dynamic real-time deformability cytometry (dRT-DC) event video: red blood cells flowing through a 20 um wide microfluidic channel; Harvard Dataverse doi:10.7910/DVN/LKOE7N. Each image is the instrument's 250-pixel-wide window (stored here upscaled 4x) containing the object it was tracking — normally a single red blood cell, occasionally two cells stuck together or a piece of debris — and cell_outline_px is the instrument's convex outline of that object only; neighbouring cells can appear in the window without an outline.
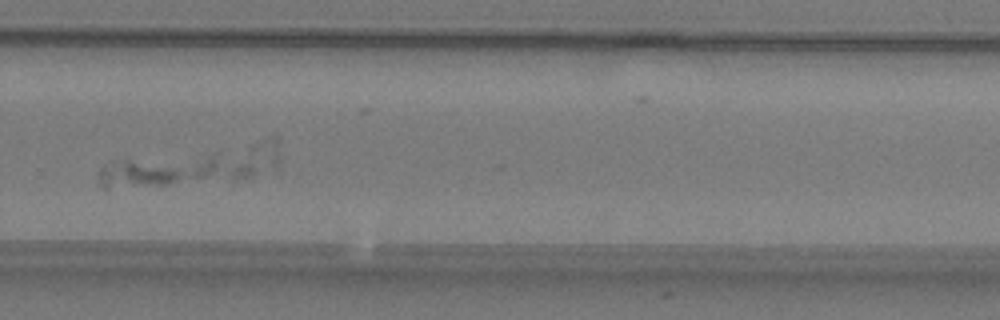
{"species": "common noctule bat (a hibernating species)", "species_latin": "Nyctalus noctula", "temperature_condition": "warm", "stored_images_in_passage": 25, "segment_of_instrument_passage": [2, 2], "camera_frame_rate_fps": 3000, "um_per_image_px": 0.085, "animal": {"sex": "male", "body_mass_g": 19.2, "forearm_length_mm": 51.8}, "frame": {"image": 1, "passage_image": 20, "time_ms": 6.333, "image_size_px": [1000, 320], "cell_outline_px": [[180, 176], [168, 184], [108, 192], [100, 184], [96, 172], [100, 168], [108, 164], [124, 160], [128, 160], [180, 172]], "centroid_in_image_um": [11.35, 14.95], "position_along_channel_um": 318.4, "area_um2": 12.89}}